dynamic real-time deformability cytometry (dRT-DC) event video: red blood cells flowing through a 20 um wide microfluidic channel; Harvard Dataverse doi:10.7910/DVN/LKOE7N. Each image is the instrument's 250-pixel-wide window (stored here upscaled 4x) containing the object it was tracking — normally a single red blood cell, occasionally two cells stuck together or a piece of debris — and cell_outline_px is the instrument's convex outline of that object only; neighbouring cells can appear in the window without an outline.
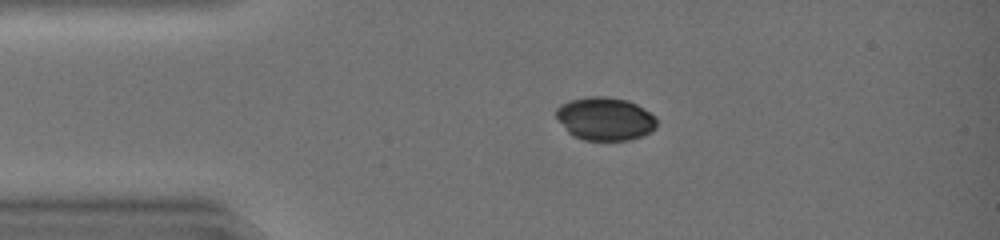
{"species": "common noctule bat (a hibernating species)", "species_latin": "Nyctalus noctula", "temperature_condition": "warm", "stored_images_in_passage": 22, "camera_frame_rate_fps": 3000, "um_per_image_px": 0.085, "animal": {"sex": "female", "body_mass_g": 19.0, "forearm_length_mm": 51.5}, "frame": {"image": 1, "passage_image": 1, "time_ms": 0.0, "image_size_px": [1000, 240], "cell_outline_px": [[656, 128], [644, 136], [628, 140], [584, 140], [572, 136], [568, 132], [556, 116], [556, 108], [560, 104], [568, 100], [588, 96], [604, 96], [628, 100], [644, 108], [656, 116]], "centroid_in_image_um": [51.43, 10.09], "position_along_channel_um": 33.6, "area_um2": 25.55}}
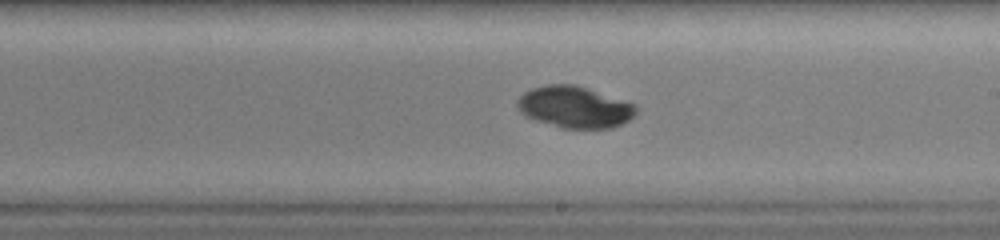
{"frame": {"image": 2, "passage_image": 18, "time_ms": 5.667, "image_size_px": [1000, 240], "cell_outline_px": [[640, 108], [628, 120], [612, 128], [560, 128], [524, 116], [520, 112], [516, 104], [516, 100], [524, 92], [532, 88], [544, 84], [576, 84], [636, 104]], "centroid_in_image_um": [48.82, 9.09], "position_along_channel_um": 240.2, "area_um2": 29.02}}
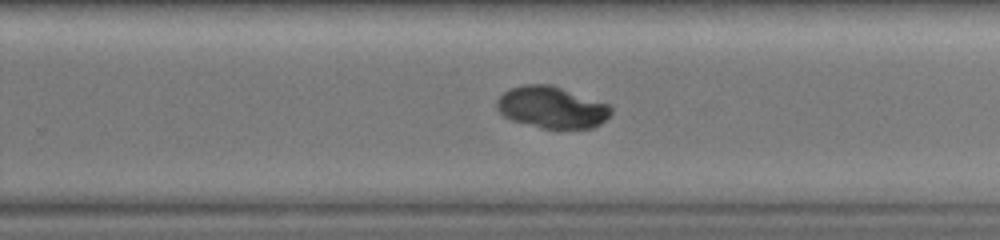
{"frame": {"image": 3, "passage_image": 21, "time_ms": 6.667, "image_size_px": [1000, 240], "cell_outline_px": [[612, 112], [600, 124], [592, 128], [544, 128], [512, 120], [504, 116], [496, 108], [496, 100], [508, 88], [524, 84], [552, 84], [608, 104], [612, 108]], "centroid_in_image_um": [46.88, 9.1], "position_along_channel_um": 282.9, "area_um2": 27.69}}